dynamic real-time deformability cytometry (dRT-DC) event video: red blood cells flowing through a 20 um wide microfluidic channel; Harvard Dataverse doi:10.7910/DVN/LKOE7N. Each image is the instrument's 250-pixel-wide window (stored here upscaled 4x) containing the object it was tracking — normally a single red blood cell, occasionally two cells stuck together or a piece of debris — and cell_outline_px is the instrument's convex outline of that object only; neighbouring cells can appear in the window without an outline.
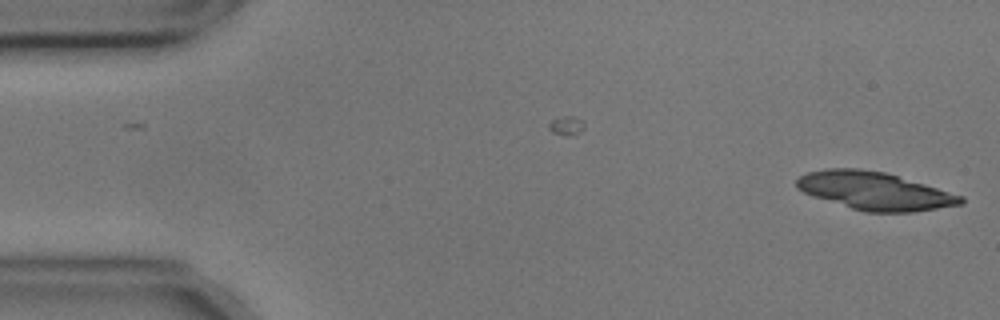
{"species": "common noctule bat (a hibernating species)", "species_latin": "Nyctalus noctula", "temperature_condition": "cold", "stored_images_in_passage": 9, "camera_frame_rate_fps": 3000, "um_per_image_px": 0.085, "animal": {"sex": "male", "body_mass_g": 17.9, "forearm_length_mm": 54.2}, "frame": {"image": 1, "passage_image": 9, "time_ms": 2.667, "image_size_px": [1000, 320], "cell_outline_px": [[964, 204], [912, 212], [864, 212], [812, 196], [796, 188], [796, 180], [800, 176], [808, 172], [828, 168], [856, 168], [884, 172], [964, 196]], "centroid_in_image_um": [74.33, 16.23], "position_along_channel_um": 10.7, "area_um2": 36.01}}